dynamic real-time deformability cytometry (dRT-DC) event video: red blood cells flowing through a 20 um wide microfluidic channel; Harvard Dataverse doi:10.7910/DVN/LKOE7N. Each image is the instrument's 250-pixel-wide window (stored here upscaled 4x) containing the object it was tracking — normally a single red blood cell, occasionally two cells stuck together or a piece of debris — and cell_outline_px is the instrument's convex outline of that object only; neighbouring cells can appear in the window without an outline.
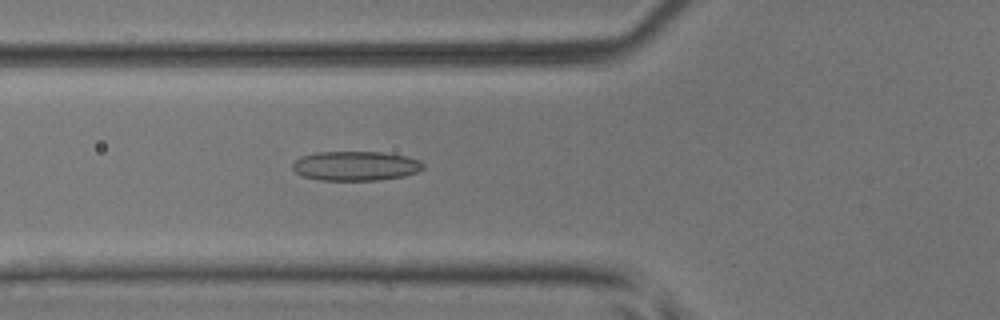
{"species": "common noctule bat (a hibernating species)", "species_latin": "Nyctalus noctula", "temperature_condition": "room temperature", "stored_images_in_passage": 45, "camera_frame_rate_fps": 3000, "um_per_image_px": 0.085, "animal": {"sex": "male", "body_mass_g": 17.9, "forearm_length_mm": 54.2}, "frame": {"image": 1, "passage_image": 14, "time_ms": 4.333, "image_size_px": [1000, 320], "cell_outline_px": [[424, 168], [416, 172], [404, 176], [380, 180], [320, 180], [300, 176], [292, 168], [292, 164], [300, 156], [316, 152], [384, 152], [408, 156], [420, 160], [424, 164]], "centroid_in_image_um": [30.23, 14.1], "position_along_channel_um": 95.6, "area_um2": 22.66}}
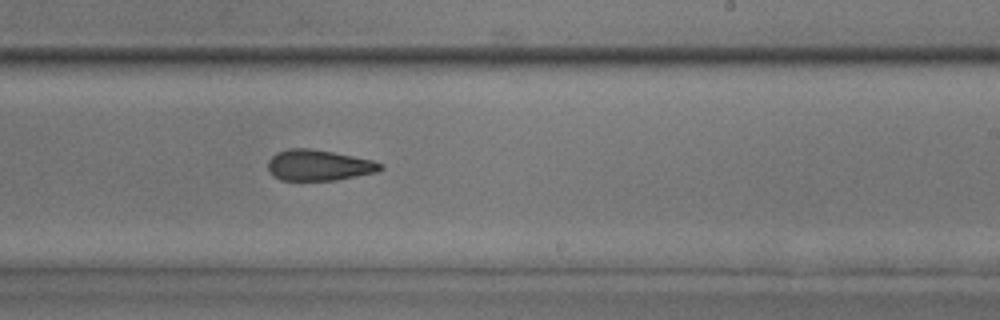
{"frame": {"image": 2, "passage_image": 26, "time_ms": 8.333, "image_size_px": [1000, 320], "cell_outline_px": [[384, 168], [376, 172], [336, 180], [280, 180], [272, 176], [268, 168], [268, 160], [276, 152], [288, 148], [308, 148], [332, 152], [372, 160], [384, 164]], "centroid_in_image_um": [27.07, 14.04], "position_along_channel_um": 261.9, "area_um2": 20.23}}
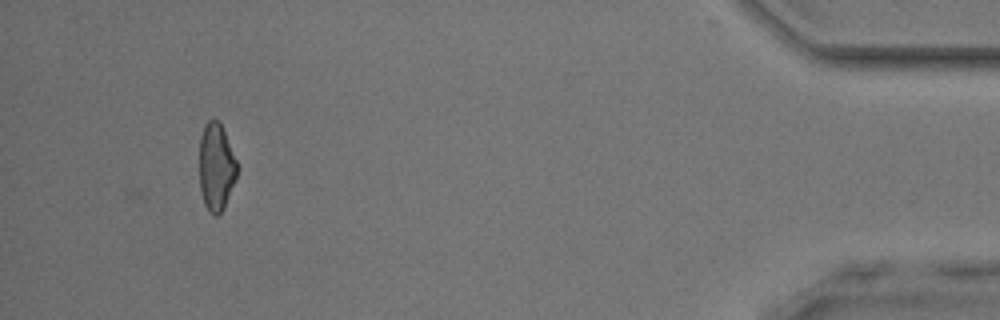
{"frame": {"image": 3, "passage_image": 42, "time_ms": 13.667, "image_size_px": [1000, 320], "cell_outline_px": [[240, 168], [236, 180], [224, 208], [216, 216], [208, 212], [204, 204], [200, 188], [200, 136], [204, 124], [208, 120], [220, 120], [240, 164]], "centroid_in_image_um": [18.42, 14.16], "position_along_channel_um": 416.8, "area_um2": 19.94}, "authors_computed_cell_mechanics": {"area_um2": 20.6346, "velocity_mm_per_s": 4.167, "shape_relaxation_time_tau1_ms": null, "shape_relaxation_time_tau2_ms": 3.4349, "deformation_change_tau1": null, "deformation_change_tau2": 0.1312}}